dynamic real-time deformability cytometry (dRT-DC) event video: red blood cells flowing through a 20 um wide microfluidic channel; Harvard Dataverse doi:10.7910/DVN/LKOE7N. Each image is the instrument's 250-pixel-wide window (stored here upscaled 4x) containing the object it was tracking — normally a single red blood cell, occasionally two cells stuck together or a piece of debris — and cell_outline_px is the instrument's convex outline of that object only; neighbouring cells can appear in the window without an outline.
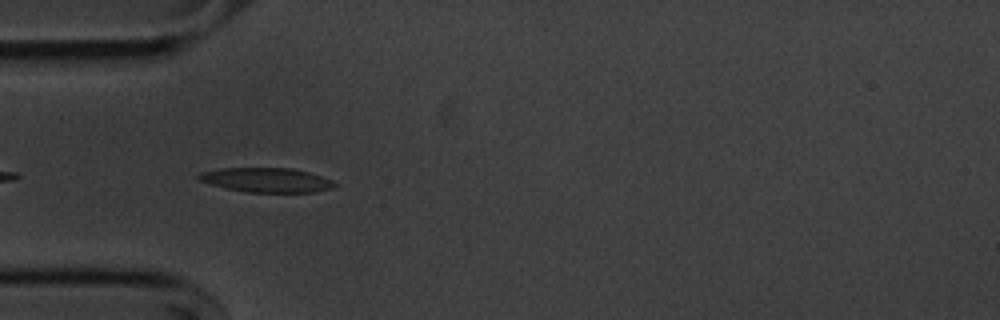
{"species": "common noctule bat (a hibernating species)", "species_latin": "Nyctalus noctula", "temperature_condition": "cold", "stored_images_in_passage": 18, "camera_frame_rate_fps": 3000, "um_per_image_px": 0.085, "animal": {"sex": "male", "body_mass_g": 20.1, "forearm_length_mm": 53.5}, "frame": {"image": 1, "passage_image": 3, "time_ms": 0.667, "image_size_px": [1000, 320], "cell_outline_px": [[336, 184], [332, 188], [316, 192], [248, 192], [224, 188], [200, 180], [196, 176], [200, 172], [220, 168], [292, 168], [308, 172], [332, 180]], "centroid_in_image_um": [22.64, 15.3], "position_along_channel_um": 62.4, "area_um2": 19.25}}
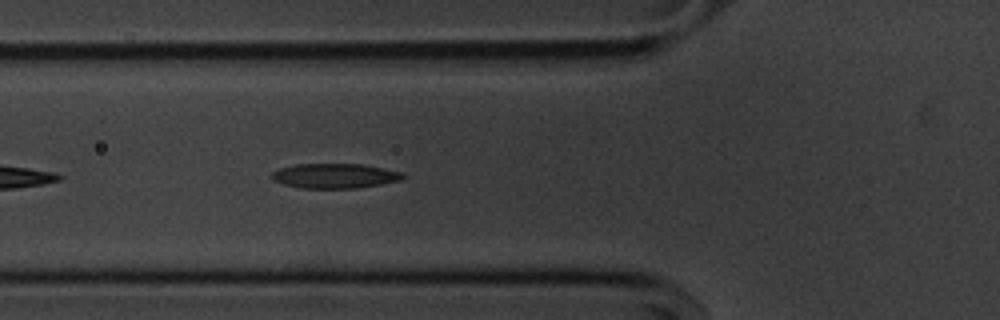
{"frame": {"image": 2, "passage_image": 6, "time_ms": 1.667, "image_size_px": [1000, 320], "cell_outline_px": [[408, 176], [400, 180], [380, 184], [356, 188], [300, 188], [284, 184], [272, 180], [272, 172], [280, 168], [296, 164], [360, 164], [384, 168], [404, 172]], "centroid_in_image_um": [28.48, 14.94], "position_along_channel_um": 97.3, "area_um2": 18.96}}
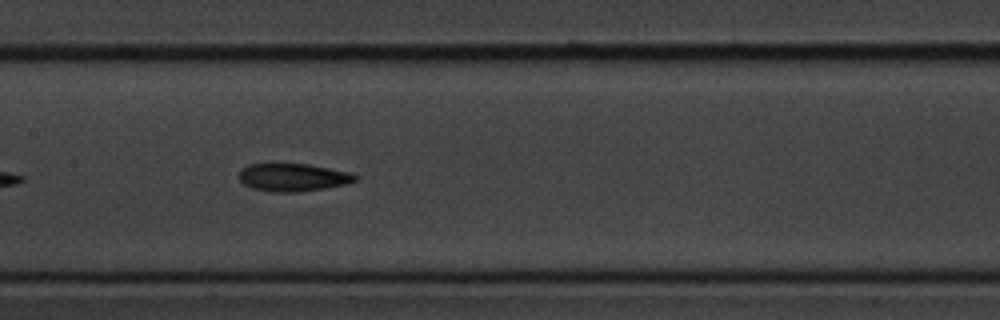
{"frame": {"image": 3, "passage_image": 13, "time_ms": 4.0, "image_size_px": [1000, 320], "cell_outline_px": [[360, 176], [356, 180], [348, 184], [324, 188], [296, 192], [272, 192], [252, 188], [244, 184], [240, 180], [240, 168], [248, 164], [268, 160], [308, 164], [348, 172]], "centroid_in_image_um": [24.83, 15.02], "position_along_channel_um": 182.6, "area_um2": 19.65}}